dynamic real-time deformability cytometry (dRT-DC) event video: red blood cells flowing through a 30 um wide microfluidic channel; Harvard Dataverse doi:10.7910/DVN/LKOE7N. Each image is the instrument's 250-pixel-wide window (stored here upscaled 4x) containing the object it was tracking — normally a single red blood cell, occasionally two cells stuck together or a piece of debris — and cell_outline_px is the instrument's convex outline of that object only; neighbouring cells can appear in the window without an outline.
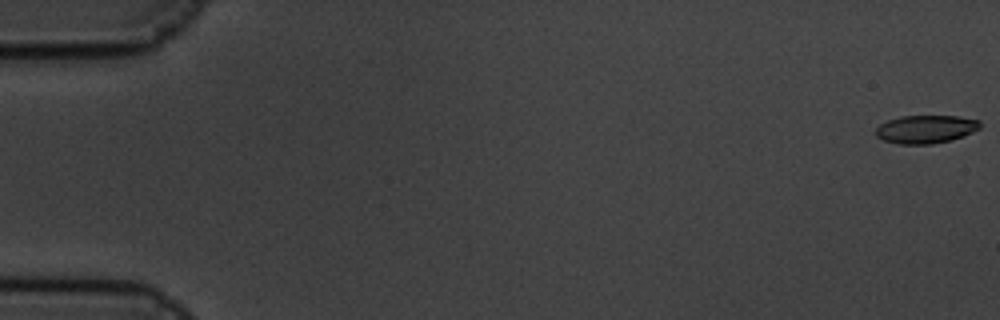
{"species": "common noctule bat (a hibernating species)", "species_latin": "Nyctalus noctula", "temperature_condition": "cold", "stored_images_in_passage": 61, "camera_frame_rate_fps": 3000, "um_per_image_px": 0.085, "animal": {"sex": "male", "body_mass_g": 19.5, "forearm_length_mm": 54.6}, "frame": {"image": 1, "passage_image": 1, "time_ms": 0.0, "image_size_px": [1000, 320], "cell_outline_px": [[980, 128], [964, 136], [952, 140], [932, 144], [900, 144], [884, 140], [876, 136], [876, 128], [880, 124], [888, 120], [900, 116], [956, 116], [980, 120]], "centroid_in_image_um": [78.7, 10.98], "position_along_channel_um": 6.3, "area_um2": 17.11}}
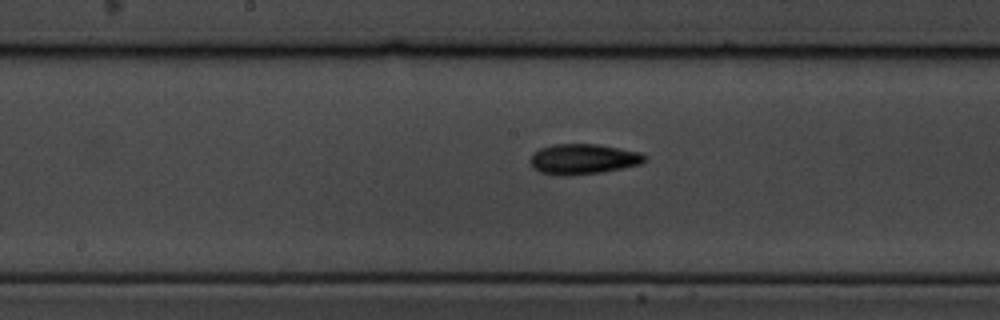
{"frame": {"image": 2, "passage_image": 32, "time_ms": 10.333, "image_size_px": [1000, 320], "cell_outline_px": [[644, 160], [640, 164], [600, 172], [568, 176], [560, 176], [540, 172], [532, 168], [528, 160], [532, 152], [540, 148], [552, 144], [596, 144], [620, 148], [640, 152], [644, 156]], "centroid_in_image_um": [49.47, 13.52], "position_along_channel_um": 198.7, "area_um2": 20.29}}
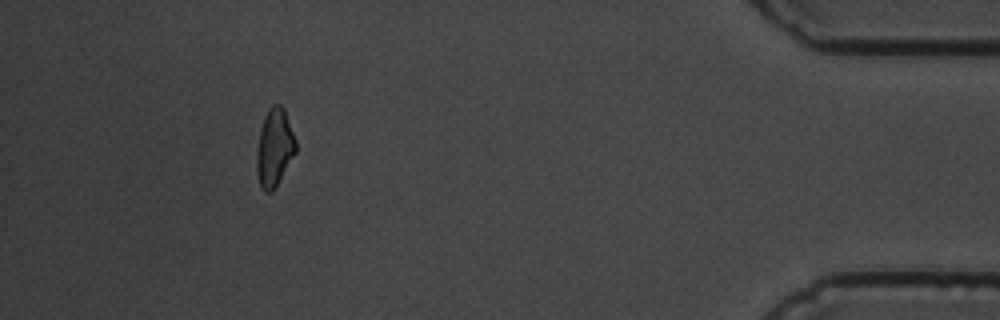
{"frame": {"image": 3, "passage_image": 56, "time_ms": 18.333, "image_size_px": [1000, 320], "cell_outline_px": [[296, 152], [272, 192], [264, 192], [260, 188], [256, 168], [256, 152], [260, 128], [264, 116], [268, 108], [272, 104], [280, 104], [284, 108], [296, 140]], "centroid_in_image_um": [23.31, 12.53], "position_along_channel_um": 411.9, "area_um2": 17.86}, "authors_computed_cell_mechanics": {"area_um2": 18.0914, "velocity_mm_per_s": 3.3635, "shape_relaxation_time_tau1_ms": 3.5013, "shape_relaxation_time_tau2_ms": 3.3131, "deformation_change_tau1": 0.1193, "deformation_change_tau2": 0.1106}}